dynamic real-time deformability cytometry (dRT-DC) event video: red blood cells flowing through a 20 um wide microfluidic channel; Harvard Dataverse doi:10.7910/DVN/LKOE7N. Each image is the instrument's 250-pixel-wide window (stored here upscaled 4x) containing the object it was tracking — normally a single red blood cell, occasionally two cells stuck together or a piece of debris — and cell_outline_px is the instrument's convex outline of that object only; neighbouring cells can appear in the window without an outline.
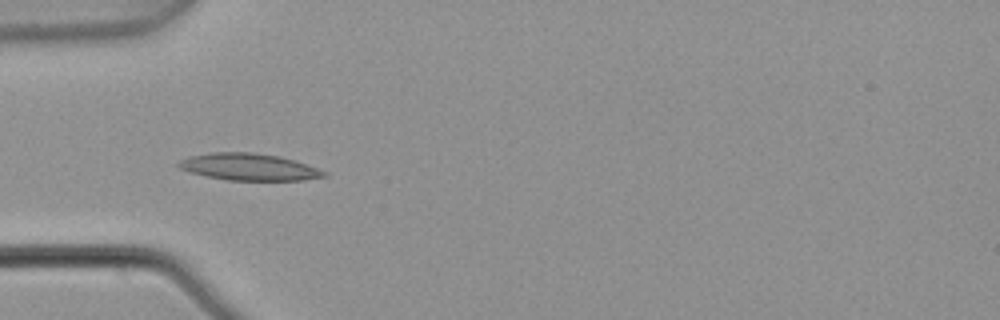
{"species": "common noctule bat (a hibernating species)", "species_latin": "Nyctalus noctula", "temperature_condition": "warm", "stored_images_in_passage": 2, "camera_frame_rate_fps": 3000, "um_per_image_px": 0.085, "animal": {"sex": "male", "body_mass_g": 21.5, "forearm_length_mm": 52.0}, "frame": {"image": 1, "passage_image": 1, "time_ms": 0.0, "image_size_px": [1000, 320], "cell_outline_px": [[328, 176], [304, 180], [228, 180], [188, 172], [180, 168], [176, 164], [180, 160], [188, 156], [212, 152], [252, 152], [280, 156], [328, 172]], "centroid_in_image_um": [21.13, 14.18], "position_along_channel_um": 63.9, "area_um2": 22.72}}
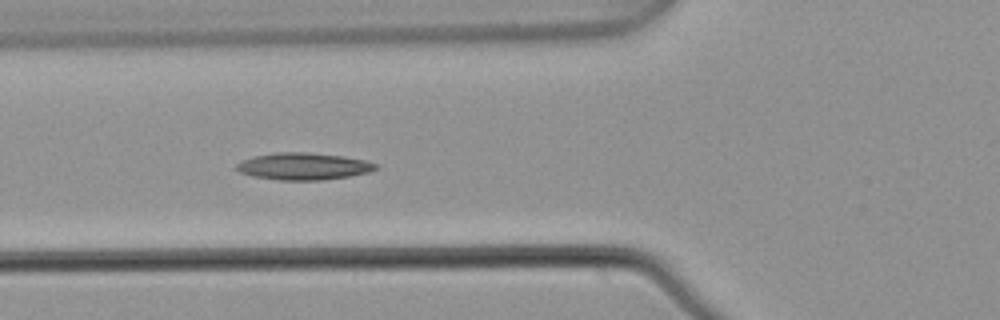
{"frame": {"image": 2, "passage_image": 2, "time_ms": 0.333, "image_size_px": [1000, 320], "cell_outline_px": [[380, 168], [368, 172], [348, 176], [320, 180], [280, 180], [252, 176], [240, 172], [236, 168], [236, 164], [244, 160], [256, 156], [276, 152], [308, 152], [344, 156], [364, 160], [380, 164]], "centroid_in_image_um": [25.84, 14.13], "position_along_channel_um": 100.0, "area_um2": 21.85}}